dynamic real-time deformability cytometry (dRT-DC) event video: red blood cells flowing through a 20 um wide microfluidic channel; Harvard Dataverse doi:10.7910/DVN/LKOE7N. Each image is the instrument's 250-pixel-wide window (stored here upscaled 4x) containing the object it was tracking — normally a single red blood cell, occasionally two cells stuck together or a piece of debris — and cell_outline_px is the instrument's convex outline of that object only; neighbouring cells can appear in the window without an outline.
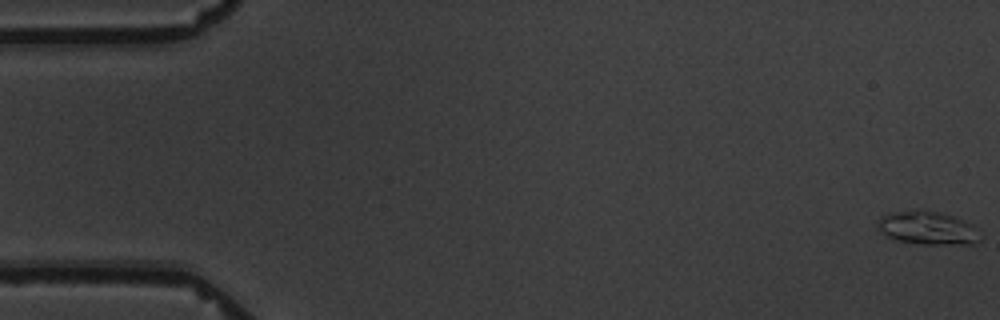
{"species": "common noctule bat (a hibernating species)", "species_latin": "Nyctalus noctula", "temperature_condition": "warm", "stored_images_in_passage": 5, "segment_of_instrument_passage": [1, 2], "camera_frame_rate_fps": 3000, "um_per_image_px": 0.085, "animal": {"sex": "male", "body_mass_g": 19.5, "forearm_length_mm": 54.6}, "frame": {"image": 1, "passage_image": 1, "time_ms": 0.0, "image_size_px": [1000, 320], "cell_outline_px": [[980, 240], [976, 244], [924, 244], [896, 240], [880, 232], [880, 216], [892, 212], [916, 208], [956, 216], [972, 224]], "centroid_in_image_um": [78.85, 19.36], "position_along_channel_um": 6.1, "area_um2": 19.83}}